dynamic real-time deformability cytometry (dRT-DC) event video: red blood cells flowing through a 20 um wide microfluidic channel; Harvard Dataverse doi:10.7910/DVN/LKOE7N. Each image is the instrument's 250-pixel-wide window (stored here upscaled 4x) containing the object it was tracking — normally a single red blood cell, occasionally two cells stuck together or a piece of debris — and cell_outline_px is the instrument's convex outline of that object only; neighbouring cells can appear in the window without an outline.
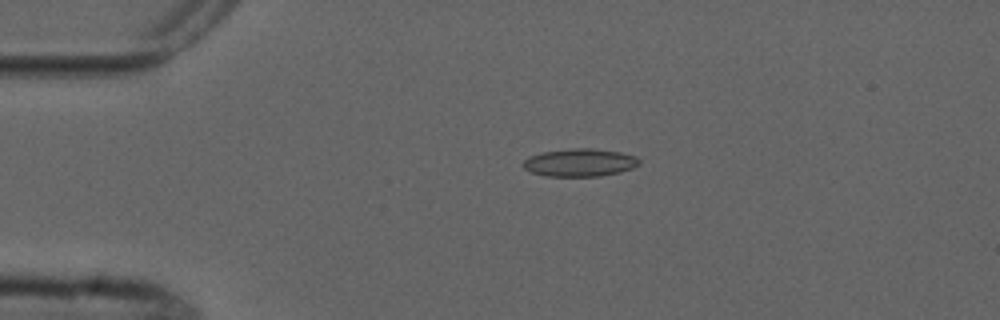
{"species": "common noctule bat (a hibernating species)", "species_latin": "Nyctalus noctula", "temperature_condition": "cold", "stored_images_in_passage": 5, "camera_frame_rate_fps": 3000, "um_per_image_px": 0.085, "animal": {"sex": "male", "forearm_length_mm": 52.5}, "frame": {"image": 1, "passage_image": 3, "time_ms": 2.333, "image_size_px": [1000, 320], "cell_outline_px": [[640, 164], [632, 168], [620, 172], [600, 176], [544, 176], [532, 172], [524, 168], [524, 160], [528, 156], [544, 152], [572, 148], [592, 148], [620, 152], [636, 156], [640, 160]], "centroid_in_image_um": [49.3, 13.82], "position_along_channel_um": 35.7, "area_um2": 18.79}}
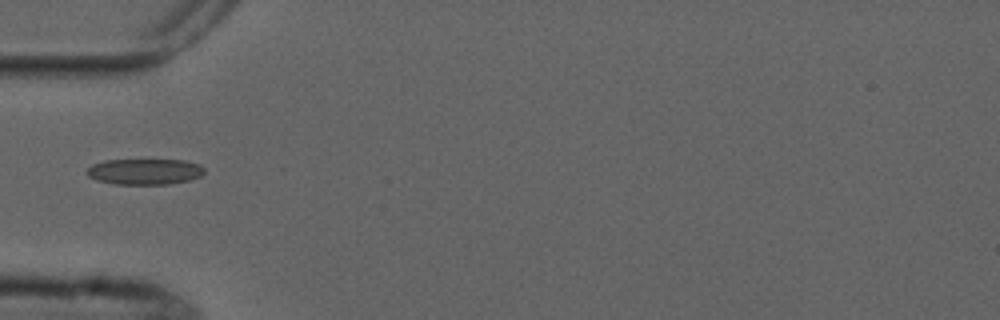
{"frame": {"image": 2, "passage_image": 5, "time_ms": 4.333, "image_size_px": [1000, 320], "cell_outline_px": [[204, 172], [200, 176], [188, 180], [168, 184], [112, 184], [96, 180], [88, 176], [84, 172], [92, 164], [104, 160], [184, 160], [200, 164], [204, 168]], "centroid_in_image_um": [12.26, 14.58], "position_along_channel_um": 72.7, "area_um2": 17.8}}